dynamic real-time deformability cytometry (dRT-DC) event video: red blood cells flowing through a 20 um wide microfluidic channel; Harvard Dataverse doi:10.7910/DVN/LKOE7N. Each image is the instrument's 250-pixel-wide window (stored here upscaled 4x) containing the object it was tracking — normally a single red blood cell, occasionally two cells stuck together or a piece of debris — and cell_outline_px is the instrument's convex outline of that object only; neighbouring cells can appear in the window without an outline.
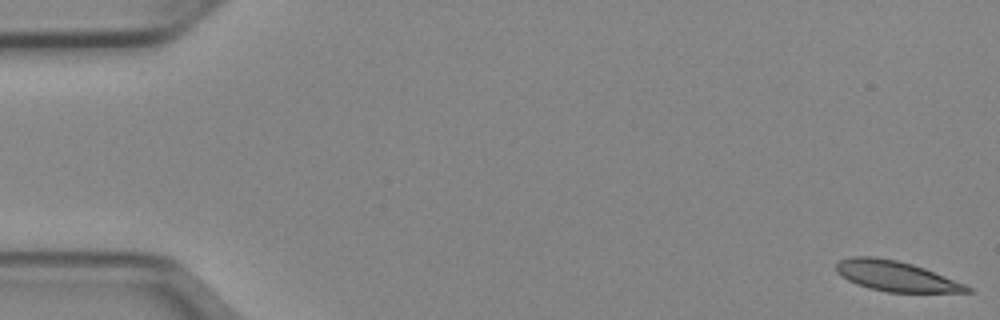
{"species": "Egyptian fruit bat (a non-hibernating species)", "species_latin": "Rousettus aegyptiacus", "temperature_condition": "cold", "stored_images_in_passage": 51, "camera_frame_rate_fps": 3000, "um_per_image_px": 0.085, "animal": {"sex": "female"}, "frame": {"image": 1, "passage_image": 1, "time_ms": 0.0, "image_size_px": [1000, 320], "cell_outline_px": [[972, 292], [888, 292], [868, 288], [856, 284], [848, 280], [836, 272], [836, 264], [840, 260], [852, 256], [872, 256], [896, 260], [912, 264], [924, 268], [964, 284], [972, 288]], "centroid_in_image_um": [76.11, 23.47], "position_along_channel_um": 8.9, "area_um2": 22.83}}
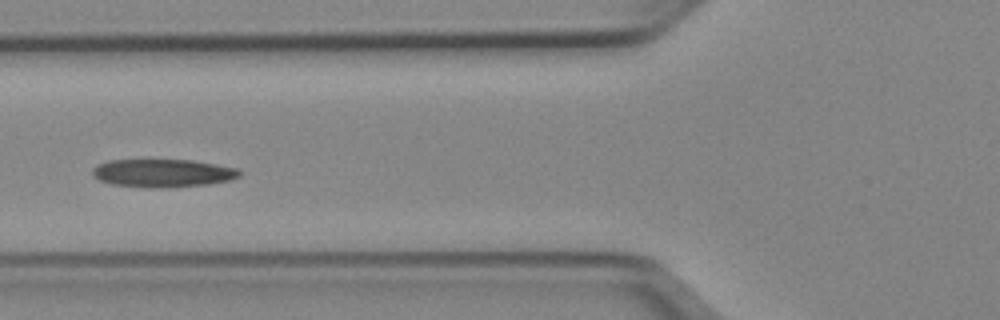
{"frame": {"image": 2, "passage_image": 20, "time_ms": 6.333, "image_size_px": [1000, 320], "cell_outline_px": [[244, 172], [240, 176], [228, 180], [208, 184], [160, 188], [148, 188], [112, 184], [100, 180], [92, 176], [92, 168], [96, 164], [108, 160], [192, 160], [240, 168]], "centroid_in_image_um": [13.84, 14.71], "position_along_channel_um": 112.0, "area_um2": 24.28}}
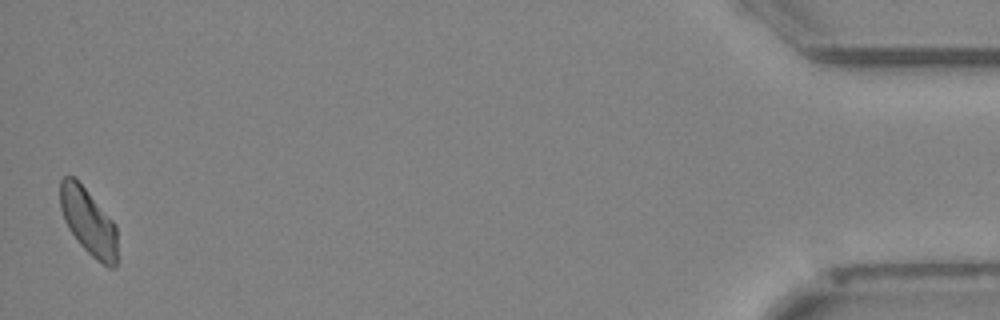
{"frame": {"image": 3, "passage_image": 51, "time_ms": 16.667, "image_size_px": [1000, 320], "cell_outline_px": [[116, 268], [108, 268], [96, 260], [80, 244], [68, 228], [64, 220], [60, 208], [60, 180], [64, 176], [72, 176], [84, 188], [116, 224]], "centroid_in_image_um": [7.51, 18.87], "position_along_channel_um": 427.7, "area_um2": 21.91}, "authors_computed_cell_mechanics": {"area_um2": 23.698, "velocity_mm_per_s": 3.9234, "shape_relaxation_time_tau1_ms": 9.4813, "shape_relaxation_time_tau2_ms": null, "deformation_change_tau1": 0.18, "deformation_change_tau2": null}}